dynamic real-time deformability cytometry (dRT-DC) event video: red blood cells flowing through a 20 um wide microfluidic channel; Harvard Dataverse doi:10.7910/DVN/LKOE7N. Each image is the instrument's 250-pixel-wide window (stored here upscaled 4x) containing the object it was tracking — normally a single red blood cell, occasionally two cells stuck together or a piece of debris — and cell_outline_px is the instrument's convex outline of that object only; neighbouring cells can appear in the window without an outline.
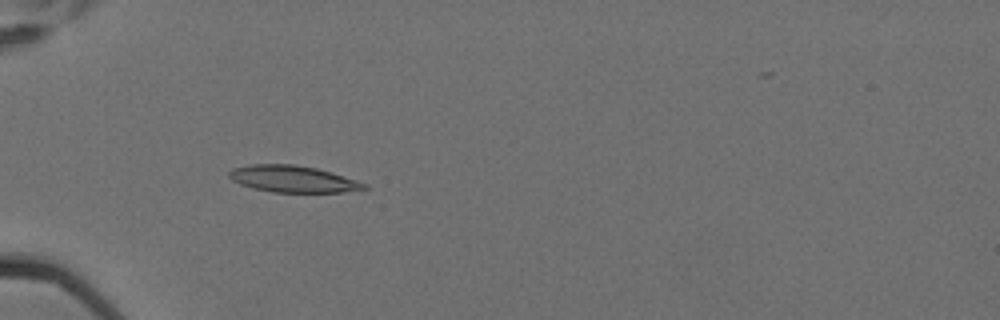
{"species": "Egyptian fruit bat (a non-hibernating species)", "species_latin": "Rousettus aegyptiacus", "temperature_condition": "cold", "stored_images_in_passage": 7, "camera_frame_rate_fps": 3000, "um_per_image_px": 0.085, "animal": {"sex": "female"}, "frame": {"image": 1, "passage_image": 6, "time_ms": 1.667, "image_size_px": [1000, 320], "cell_outline_px": [[368, 188], [344, 192], [272, 192], [252, 188], [240, 184], [232, 180], [228, 176], [228, 172], [232, 168], [252, 164], [292, 164], [316, 168], [332, 172], [368, 184]], "centroid_in_image_um": [24.88, 15.21], "position_along_channel_um": 60.1, "area_um2": 21.04}}